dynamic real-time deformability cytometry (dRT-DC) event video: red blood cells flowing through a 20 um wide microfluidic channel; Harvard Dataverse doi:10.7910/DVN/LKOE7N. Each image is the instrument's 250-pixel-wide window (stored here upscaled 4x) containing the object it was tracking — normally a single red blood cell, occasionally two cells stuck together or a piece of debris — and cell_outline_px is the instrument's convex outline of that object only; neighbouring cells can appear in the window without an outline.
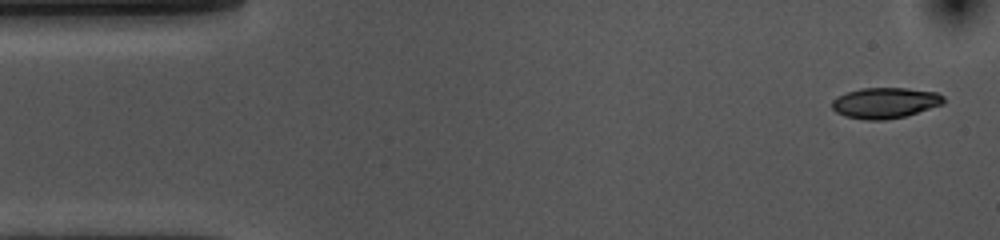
{"species": "common noctule bat (a hibernating species)", "species_latin": "Nyctalus noctula", "temperature_condition": "cold", "stored_images_in_passage": 53, "camera_frame_rate_fps": 3000, "um_per_image_px": 0.085, "animal": {"sex": "female", "body_mass_g": 10.0, "forearm_length_mm": 53.1}, "frame": {"image": 1, "passage_image": 1, "time_ms": 0.0, "image_size_px": [1000, 240], "cell_outline_px": [[944, 104], [904, 116], [884, 120], [864, 120], [844, 116], [836, 112], [832, 108], [832, 100], [848, 92], [860, 88], [908, 88], [936, 92], [944, 96]], "centroid_in_image_um": [75.24, 8.74], "position_along_channel_um": 9.8, "area_um2": 19.94}}
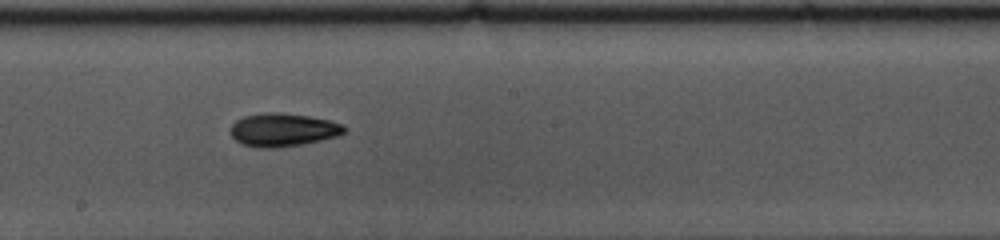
{"frame": {"image": 2, "passage_image": 27, "time_ms": 8.667, "image_size_px": [1000, 240], "cell_outline_px": [[348, 128], [344, 132], [336, 136], [320, 140], [300, 144], [276, 148], [256, 148], [244, 144], [236, 140], [232, 136], [228, 128], [236, 120], [244, 116], [264, 112], [276, 112], [308, 116], [328, 120], [344, 124]], "centroid_in_image_um": [24.02, 11.03], "position_along_channel_um": 224.2, "area_um2": 22.02}}
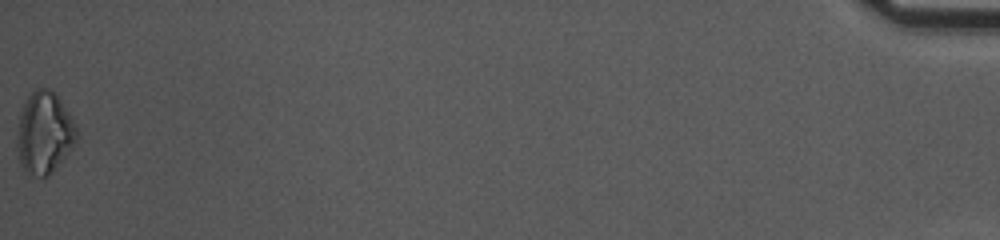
{"frame": {"image": 3, "passage_image": 53, "time_ms": 17.333, "image_size_px": [1000, 240], "cell_outline_px": [[76, 140], [72, 148], [52, 172], [44, 176], [40, 176], [24, 172], [20, 164], [16, 148], [16, 136], [20, 116], [24, 104], [28, 96], [36, 88], [48, 88], [56, 92], [76, 124]], "centroid_in_image_um": [3.75, 11.28], "position_along_channel_um": 431.4, "area_um2": 28.44}, "authors_computed_cell_mechanics": {"area_um2": 20.5768, "velocity_mm_per_s": 3.6277, "shape_relaxation_time_tau1_ms": 4.6243, "shape_relaxation_time_tau2_ms": null, "deformation_change_tau1": 0.1241, "deformation_change_tau2": null}}